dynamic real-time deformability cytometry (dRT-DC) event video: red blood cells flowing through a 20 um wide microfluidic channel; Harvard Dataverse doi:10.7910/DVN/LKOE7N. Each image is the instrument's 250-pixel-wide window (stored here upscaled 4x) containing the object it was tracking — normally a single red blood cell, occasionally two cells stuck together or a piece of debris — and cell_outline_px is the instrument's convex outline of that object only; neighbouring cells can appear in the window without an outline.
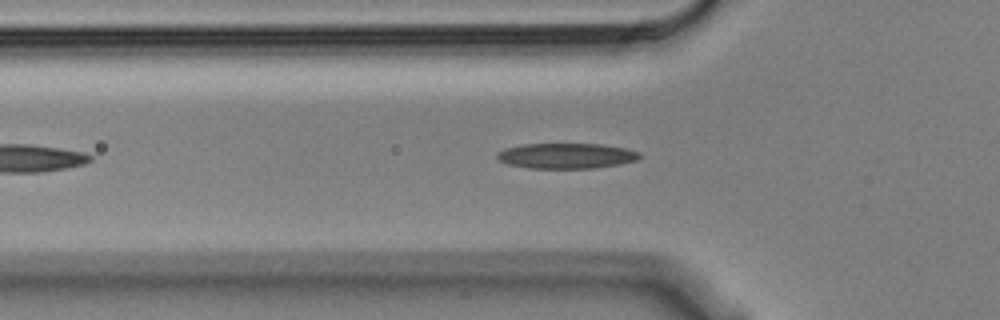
{"species": "Egyptian fruit bat (a non-hibernating species)", "species_latin": "Rousettus aegyptiacus", "temperature_condition": "cold", "stored_images_in_passage": 32, "camera_frame_rate_fps": 3000, "um_per_image_px": 0.085, "animal": {"sex": "male"}, "frame": {"image": 1, "passage_image": 10, "time_ms": 3.0, "image_size_px": [1000, 320], "cell_outline_px": [[640, 156], [636, 160], [620, 164], [592, 168], [528, 168], [508, 164], [496, 160], [496, 152], [504, 148], [520, 144], [600, 144], [628, 148], [640, 152]], "centroid_in_image_um": [48.09, 13.24], "position_along_channel_um": 77.7, "area_um2": 21.27}}
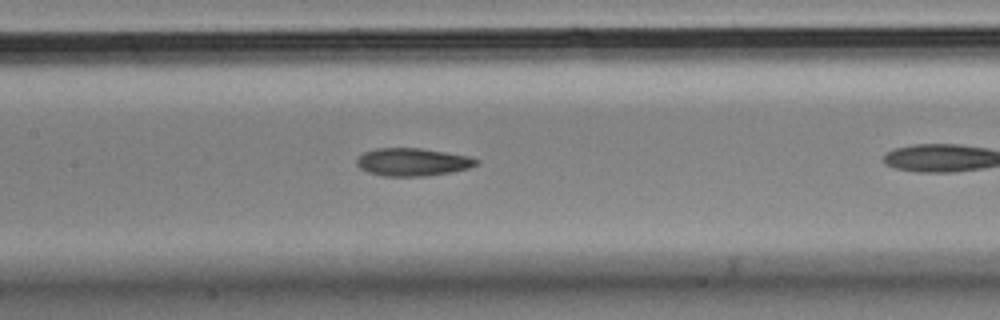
{"frame": {"image": 2, "passage_image": 14, "time_ms": 4.333, "image_size_px": [1000, 320], "cell_outline_px": [[480, 164], [468, 168], [452, 172], [424, 176], [384, 176], [368, 172], [360, 168], [356, 164], [356, 156], [364, 152], [376, 148], [420, 148], [472, 156], [480, 160]], "centroid_in_image_um": [35.09, 13.76], "position_along_channel_um": 172.3, "area_um2": 19.65}}